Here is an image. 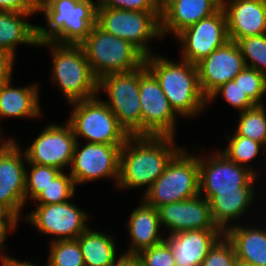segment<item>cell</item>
<instances>
[{"label":"cell","mask_w":266,"mask_h":266,"mask_svg":"<svg viewBox=\"0 0 266 266\" xmlns=\"http://www.w3.org/2000/svg\"><path fill=\"white\" fill-rule=\"evenodd\" d=\"M0 264L1 266H39V265H35V263H31L30 261L29 262H27L26 260L21 261L19 259H15V257H10V256L0 261Z\"/></svg>","instance_id":"obj_42"},{"label":"cell","mask_w":266,"mask_h":266,"mask_svg":"<svg viewBox=\"0 0 266 266\" xmlns=\"http://www.w3.org/2000/svg\"><path fill=\"white\" fill-rule=\"evenodd\" d=\"M12 79L0 83V119L40 118L42 115L39 84L13 87Z\"/></svg>","instance_id":"obj_23"},{"label":"cell","mask_w":266,"mask_h":266,"mask_svg":"<svg viewBox=\"0 0 266 266\" xmlns=\"http://www.w3.org/2000/svg\"><path fill=\"white\" fill-rule=\"evenodd\" d=\"M2 130L0 129V155L3 154L10 146H12L16 140L14 138L4 139L2 137Z\"/></svg>","instance_id":"obj_43"},{"label":"cell","mask_w":266,"mask_h":266,"mask_svg":"<svg viewBox=\"0 0 266 266\" xmlns=\"http://www.w3.org/2000/svg\"><path fill=\"white\" fill-rule=\"evenodd\" d=\"M246 67L266 75V33L241 38L237 41Z\"/></svg>","instance_id":"obj_33"},{"label":"cell","mask_w":266,"mask_h":266,"mask_svg":"<svg viewBox=\"0 0 266 266\" xmlns=\"http://www.w3.org/2000/svg\"><path fill=\"white\" fill-rule=\"evenodd\" d=\"M97 7L125 9L131 11L161 12L158 0H96Z\"/></svg>","instance_id":"obj_38"},{"label":"cell","mask_w":266,"mask_h":266,"mask_svg":"<svg viewBox=\"0 0 266 266\" xmlns=\"http://www.w3.org/2000/svg\"><path fill=\"white\" fill-rule=\"evenodd\" d=\"M40 12L47 24L37 25V43L80 44L96 24L97 1L39 0Z\"/></svg>","instance_id":"obj_3"},{"label":"cell","mask_w":266,"mask_h":266,"mask_svg":"<svg viewBox=\"0 0 266 266\" xmlns=\"http://www.w3.org/2000/svg\"><path fill=\"white\" fill-rule=\"evenodd\" d=\"M39 0H0V11L38 13Z\"/></svg>","instance_id":"obj_39"},{"label":"cell","mask_w":266,"mask_h":266,"mask_svg":"<svg viewBox=\"0 0 266 266\" xmlns=\"http://www.w3.org/2000/svg\"><path fill=\"white\" fill-rule=\"evenodd\" d=\"M172 136L130 135L120 151L116 188H144L143 195L182 148Z\"/></svg>","instance_id":"obj_1"},{"label":"cell","mask_w":266,"mask_h":266,"mask_svg":"<svg viewBox=\"0 0 266 266\" xmlns=\"http://www.w3.org/2000/svg\"><path fill=\"white\" fill-rule=\"evenodd\" d=\"M19 146L15 142L0 155V203L20 220L21 209L26 205L27 159Z\"/></svg>","instance_id":"obj_18"},{"label":"cell","mask_w":266,"mask_h":266,"mask_svg":"<svg viewBox=\"0 0 266 266\" xmlns=\"http://www.w3.org/2000/svg\"><path fill=\"white\" fill-rule=\"evenodd\" d=\"M255 188H239V192L218 193L210 201L212 217L224 232L248 212L255 200ZM234 220V221H233ZM234 223V224H231Z\"/></svg>","instance_id":"obj_25"},{"label":"cell","mask_w":266,"mask_h":266,"mask_svg":"<svg viewBox=\"0 0 266 266\" xmlns=\"http://www.w3.org/2000/svg\"><path fill=\"white\" fill-rule=\"evenodd\" d=\"M160 3H161V5L166 1V0H158Z\"/></svg>","instance_id":"obj_48"},{"label":"cell","mask_w":266,"mask_h":266,"mask_svg":"<svg viewBox=\"0 0 266 266\" xmlns=\"http://www.w3.org/2000/svg\"><path fill=\"white\" fill-rule=\"evenodd\" d=\"M48 266H85L77 239L49 243Z\"/></svg>","instance_id":"obj_31"},{"label":"cell","mask_w":266,"mask_h":266,"mask_svg":"<svg viewBox=\"0 0 266 266\" xmlns=\"http://www.w3.org/2000/svg\"><path fill=\"white\" fill-rule=\"evenodd\" d=\"M236 260L234 245L224 234L211 248L200 266H233Z\"/></svg>","instance_id":"obj_37"},{"label":"cell","mask_w":266,"mask_h":266,"mask_svg":"<svg viewBox=\"0 0 266 266\" xmlns=\"http://www.w3.org/2000/svg\"><path fill=\"white\" fill-rule=\"evenodd\" d=\"M178 61L156 53L145 57L147 69L158 80L174 111L185 119L200 116L207 109V98L200 89L197 65Z\"/></svg>","instance_id":"obj_2"},{"label":"cell","mask_w":266,"mask_h":266,"mask_svg":"<svg viewBox=\"0 0 266 266\" xmlns=\"http://www.w3.org/2000/svg\"><path fill=\"white\" fill-rule=\"evenodd\" d=\"M226 138L229 143L227 144L228 146L223 149L222 153L231 161L250 168L258 175L256 169H253L254 166L251 167L249 163L260 155L261 149L265 151V146L258 141L239 136L235 131L232 136L228 134Z\"/></svg>","instance_id":"obj_28"},{"label":"cell","mask_w":266,"mask_h":266,"mask_svg":"<svg viewBox=\"0 0 266 266\" xmlns=\"http://www.w3.org/2000/svg\"><path fill=\"white\" fill-rule=\"evenodd\" d=\"M224 234L233 243L237 259L254 266H266V229L258 226L229 227Z\"/></svg>","instance_id":"obj_24"},{"label":"cell","mask_w":266,"mask_h":266,"mask_svg":"<svg viewBox=\"0 0 266 266\" xmlns=\"http://www.w3.org/2000/svg\"><path fill=\"white\" fill-rule=\"evenodd\" d=\"M37 47L51 50V81L59 87L68 104L98 96V80L80 44L44 41Z\"/></svg>","instance_id":"obj_4"},{"label":"cell","mask_w":266,"mask_h":266,"mask_svg":"<svg viewBox=\"0 0 266 266\" xmlns=\"http://www.w3.org/2000/svg\"><path fill=\"white\" fill-rule=\"evenodd\" d=\"M219 95L231 107L237 109V111L239 110V112H244L255 106L234 80L228 81L216 89L207 99V105H209V102H213Z\"/></svg>","instance_id":"obj_35"},{"label":"cell","mask_w":266,"mask_h":266,"mask_svg":"<svg viewBox=\"0 0 266 266\" xmlns=\"http://www.w3.org/2000/svg\"><path fill=\"white\" fill-rule=\"evenodd\" d=\"M222 0H166L161 5V34L176 37L184 29L215 13Z\"/></svg>","instance_id":"obj_20"},{"label":"cell","mask_w":266,"mask_h":266,"mask_svg":"<svg viewBox=\"0 0 266 266\" xmlns=\"http://www.w3.org/2000/svg\"><path fill=\"white\" fill-rule=\"evenodd\" d=\"M0 218H17L5 205L0 203Z\"/></svg>","instance_id":"obj_44"},{"label":"cell","mask_w":266,"mask_h":266,"mask_svg":"<svg viewBox=\"0 0 266 266\" xmlns=\"http://www.w3.org/2000/svg\"><path fill=\"white\" fill-rule=\"evenodd\" d=\"M157 210L161 227L169 230L167 235L188 230H222L213 220L209 202L201 195L164 204Z\"/></svg>","instance_id":"obj_17"},{"label":"cell","mask_w":266,"mask_h":266,"mask_svg":"<svg viewBox=\"0 0 266 266\" xmlns=\"http://www.w3.org/2000/svg\"><path fill=\"white\" fill-rule=\"evenodd\" d=\"M237 122L235 132L239 136L258 141L266 148V107L264 104L255 105L240 112Z\"/></svg>","instance_id":"obj_29"},{"label":"cell","mask_w":266,"mask_h":266,"mask_svg":"<svg viewBox=\"0 0 266 266\" xmlns=\"http://www.w3.org/2000/svg\"><path fill=\"white\" fill-rule=\"evenodd\" d=\"M181 148L167 164L164 172L142 195L148 205L158 208L164 204L184 201L199 195L198 155Z\"/></svg>","instance_id":"obj_6"},{"label":"cell","mask_w":266,"mask_h":266,"mask_svg":"<svg viewBox=\"0 0 266 266\" xmlns=\"http://www.w3.org/2000/svg\"><path fill=\"white\" fill-rule=\"evenodd\" d=\"M233 266H254V265L249 264V263H247V262H244V261H241V260L237 259V260L234 262Z\"/></svg>","instance_id":"obj_46"},{"label":"cell","mask_w":266,"mask_h":266,"mask_svg":"<svg viewBox=\"0 0 266 266\" xmlns=\"http://www.w3.org/2000/svg\"><path fill=\"white\" fill-rule=\"evenodd\" d=\"M233 80L255 105H263L262 98L266 95V75L245 67Z\"/></svg>","instance_id":"obj_34"},{"label":"cell","mask_w":266,"mask_h":266,"mask_svg":"<svg viewBox=\"0 0 266 266\" xmlns=\"http://www.w3.org/2000/svg\"><path fill=\"white\" fill-rule=\"evenodd\" d=\"M207 156L202 157L199 154L198 164L199 195L208 202L218 193L239 192V188H254L258 175L250 168L231 161L218 149Z\"/></svg>","instance_id":"obj_10"},{"label":"cell","mask_w":266,"mask_h":266,"mask_svg":"<svg viewBox=\"0 0 266 266\" xmlns=\"http://www.w3.org/2000/svg\"><path fill=\"white\" fill-rule=\"evenodd\" d=\"M176 39L181 47L179 58L197 65L229 41L227 18L223 7L221 6L212 15L184 29L176 36Z\"/></svg>","instance_id":"obj_14"},{"label":"cell","mask_w":266,"mask_h":266,"mask_svg":"<svg viewBox=\"0 0 266 266\" xmlns=\"http://www.w3.org/2000/svg\"><path fill=\"white\" fill-rule=\"evenodd\" d=\"M27 165L30 166V171L26 169V202L35 200L62 172V170L52 166L38 165L35 163H27Z\"/></svg>","instance_id":"obj_32"},{"label":"cell","mask_w":266,"mask_h":266,"mask_svg":"<svg viewBox=\"0 0 266 266\" xmlns=\"http://www.w3.org/2000/svg\"><path fill=\"white\" fill-rule=\"evenodd\" d=\"M140 205L135 208L127 221V229L131 243L122 253L124 257H135L142 250L150 248L165 240L161 235V225L158 210L141 199ZM163 236V237H162Z\"/></svg>","instance_id":"obj_22"},{"label":"cell","mask_w":266,"mask_h":266,"mask_svg":"<svg viewBox=\"0 0 266 266\" xmlns=\"http://www.w3.org/2000/svg\"><path fill=\"white\" fill-rule=\"evenodd\" d=\"M15 57L8 50L0 48V83L12 79Z\"/></svg>","instance_id":"obj_40"},{"label":"cell","mask_w":266,"mask_h":266,"mask_svg":"<svg viewBox=\"0 0 266 266\" xmlns=\"http://www.w3.org/2000/svg\"><path fill=\"white\" fill-rule=\"evenodd\" d=\"M139 80L140 68L130 72L110 74L98 80V95L101 91L108 95V99L103 102L129 135H142Z\"/></svg>","instance_id":"obj_9"},{"label":"cell","mask_w":266,"mask_h":266,"mask_svg":"<svg viewBox=\"0 0 266 266\" xmlns=\"http://www.w3.org/2000/svg\"><path fill=\"white\" fill-rule=\"evenodd\" d=\"M139 100L142 112V135L175 137L177 118L158 80L144 64L140 67Z\"/></svg>","instance_id":"obj_11"},{"label":"cell","mask_w":266,"mask_h":266,"mask_svg":"<svg viewBox=\"0 0 266 266\" xmlns=\"http://www.w3.org/2000/svg\"><path fill=\"white\" fill-rule=\"evenodd\" d=\"M161 12L97 7L96 24L105 32L131 42L145 56L152 55L151 39H163Z\"/></svg>","instance_id":"obj_8"},{"label":"cell","mask_w":266,"mask_h":266,"mask_svg":"<svg viewBox=\"0 0 266 266\" xmlns=\"http://www.w3.org/2000/svg\"><path fill=\"white\" fill-rule=\"evenodd\" d=\"M130 266H142L135 258L130 257Z\"/></svg>","instance_id":"obj_47"},{"label":"cell","mask_w":266,"mask_h":266,"mask_svg":"<svg viewBox=\"0 0 266 266\" xmlns=\"http://www.w3.org/2000/svg\"><path fill=\"white\" fill-rule=\"evenodd\" d=\"M76 185L70 173L62 171L33 201L36 205L59 204L74 198Z\"/></svg>","instance_id":"obj_30"},{"label":"cell","mask_w":266,"mask_h":266,"mask_svg":"<svg viewBox=\"0 0 266 266\" xmlns=\"http://www.w3.org/2000/svg\"><path fill=\"white\" fill-rule=\"evenodd\" d=\"M85 143L80 147V141H76L70 166L76 187L102 178L113 179L117 186L123 145Z\"/></svg>","instance_id":"obj_12"},{"label":"cell","mask_w":266,"mask_h":266,"mask_svg":"<svg viewBox=\"0 0 266 266\" xmlns=\"http://www.w3.org/2000/svg\"><path fill=\"white\" fill-rule=\"evenodd\" d=\"M75 144L76 137L70 124L53 122L44 127L24 152L27 163L52 166L64 171L71 166Z\"/></svg>","instance_id":"obj_15"},{"label":"cell","mask_w":266,"mask_h":266,"mask_svg":"<svg viewBox=\"0 0 266 266\" xmlns=\"http://www.w3.org/2000/svg\"><path fill=\"white\" fill-rule=\"evenodd\" d=\"M134 258L142 266H175L173 251L166 240L142 250Z\"/></svg>","instance_id":"obj_36"},{"label":"cell","mask_w":266,"mask_h":266,"mask_svg":"<svg viewBox=\"0 0 266 266\" xmlns=\"http://www.w3.org/2000/svg\"><path fill=\"white\" fill-rule=\"evenodd\" d=\"M20 220L18 218H0V261L9 257L4 251V242L6 241L7 234L10 231L16 230Z\"/></svg>","instance_id":"obj_41"},{"label":"cell","mask_w":266,"mask_h":266,"mask_svg":"<svg viewBox=\"0 0 266 266\" xmlns=\"http://www.w3.org/2000/svg\"><path fill=\"white\" fill-rule=\"evenodd\" d=\"M222 7L229 40L266 33V0H222Z\"/></svg>","instance_id":"obj_19"},{"label":"cell","mask_w":266,"mask_h":266,"mask_svg":"<svg viewBox=\"0 0 266 266\" xmlns=\"http://www.w3.org/2000/svg\"><path fill=\"white\" fill-rule=\"evenodd\" d=\"M70 105L73 108L67 122L76 141L83 138L88 143L124 145L130 136L100 96Z\"/></svg>","instance_id":"obj_7"},{"label":"cell","mask_w":266,"mask_h":266,"mask_svg":"<svg viewBox=\"0 0 266 266\" xmlns=\"http://www.w3.org/2000/svg\"><path fill=\"white\" fill-rule=\"evenodd\" d=\"M246 67L235 41H227L197 64L199 85L208 99L221 85L231 81Z\"/></svg>","instance_id":"obj_16"},{"label":"cell","mask_w":266,"mask_h":266,"mask_svg":"<svg viewBox=\"0 0 266 266\" xmlns=\"http://www.w3.org/2000/svg\"><path fill=\"white\" fill-rule=\"evenodd\" d=\"M24 215L26 222L36 227L38 233L53 236L51 242L77 239L89 228V214L70 201L36 205L34 211Z\"/></svg>","instance_id":"obj_13"},{"label":"cell","mask_w":266,"mask_h":266,"mask_svg":"<svg viewBox=\"0 0 266 266\" xmlns=\"http://www.w3.org/2000/svg\"><path fill=\"white\" fill-rule=\"evenodd\" d=\"M224 235L223 230H188L166 235L175 266H200L215 243Z\"/></svg>","instance_id":"obj_21"},{"label":"cell","mask_w":266,"mask_h":266,"mask_svg":"<svg viewBox=\"0 0 266 266\" xmlns=\"http://www.w3.org/2000/svg\"><path fill=\"white\" fill-rule=\"evenodd\" d=\"M97 80L110 74L134 71L145 64V55L131 42L105 32L95 24L80 43Z\"/></svg>","instance_id":"obj_5"},{"label":"cell","mask_w":266,"mask_h":266,"mask_svg":"<svg viewBox=\"0 0 266 266\" xmlns=\"http://www.w3.org/2000/svg\"><path fill=\"white\" fill-rule=\"evenodd\" d=\"M115 266H130V257H123Z\"/></svg>","instance_id":"obj_45"},{"label":"cell","mask_w":266,"mask_h":266,"mask_svg":"<svg viewBox=\"0 0 266 266\" xmlns=\"http://www.w3.org/2000/svg\"><path fill=\"white\" fill-rule=\"evenodd\" d=\"M35 14L0 11V48L16 56L18 45L37 47V25L26 21Z\"/></svg>","instance_id":"obj_26"},{"label":"cell","mask_w":266,"mask_h":266,"mask_svg":"<svg viewBox=\"0 0 266 266\" xmlns=\"http://www.w3.org/2000/svg\"><path fill=\"white\" fill-rule=\"evenodd\" d=\"M85 266H115L124 256H117L114 236L89 227L77 238Z\"/></svg>","instance_id":"obj_27"}]
</instances>
